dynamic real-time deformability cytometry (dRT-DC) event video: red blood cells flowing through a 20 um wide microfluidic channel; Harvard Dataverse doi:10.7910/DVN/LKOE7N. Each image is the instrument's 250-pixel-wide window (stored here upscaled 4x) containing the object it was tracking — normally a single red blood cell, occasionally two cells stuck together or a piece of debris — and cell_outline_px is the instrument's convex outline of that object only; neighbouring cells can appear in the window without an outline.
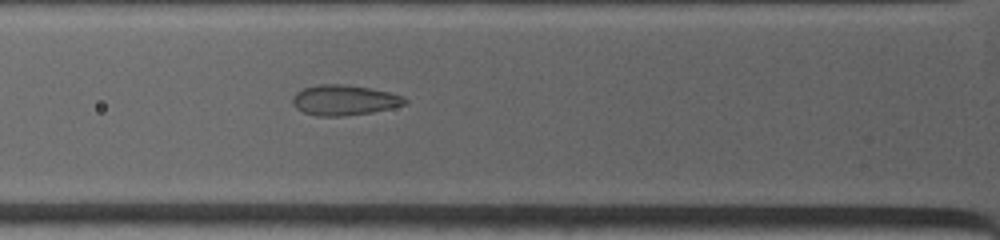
{"species": "common noctule bat (a hibernating species)", "species_latin": "Nyctalus noctula", "temperature_condition": "warm", "stored_images_in_passage": 3, "segment_of_instrument_passage": [1, 2], "camera_frame_rate_fps": 4500, "um_per_image_px": 0.085, "animal": {"sex": "female", "body_mass_g": 19.0, "forearm_length_mm": 53.3}, "frame": {"image": 1, "passage_image": 2, "time_ms": 0.444, "image_size_px": [1000, 240], "cell_outline_px": [[408, 104], [372, 112], [340, 116], [316, 116], [304, 112], [296, 108], [292, 104], [292, 96], [296, 92], [304, 88], [320, 84], [340, 84], [372, 88], [404, 96], [408, 100]], "centroid_in_image_um": [29.26, 8.51], "position_along_channel_um": 96.5, "area_um2": 19.88}}